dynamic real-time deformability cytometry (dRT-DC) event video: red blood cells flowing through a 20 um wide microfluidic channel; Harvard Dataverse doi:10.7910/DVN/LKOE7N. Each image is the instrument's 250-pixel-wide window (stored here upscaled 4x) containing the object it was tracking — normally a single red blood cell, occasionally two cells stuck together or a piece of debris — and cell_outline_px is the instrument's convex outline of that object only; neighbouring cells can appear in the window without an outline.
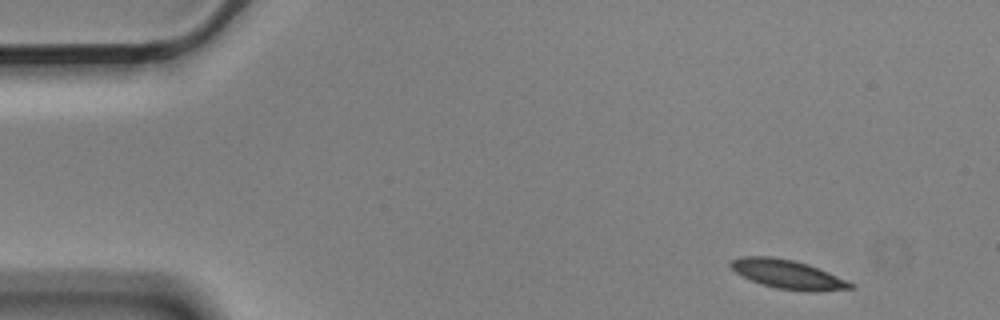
{"species": "Egyptian fruit bat (a non-hibernating species)", "species_latin": "Rousettus aegyptiacus", "temperature_condition": "cold", "stored_images_in_passage": 4, "camera_frame_rate_fps": 3000, "um_per_image_px": 0.085, "animal": {"sex": "male"}, "frame": {"image": 1, "passage_image": 1, "time_ms": 0.0, "image_size_px": [1000, 320], "cell_outline_px": [[856, 288], [816, 292], [812, 292], [776, 288], [760, 284], [736, 272], [728, 264], [732, 260], [740, 256], [768, 256], [792, 260], [808, 264], [856, 284]], "centroid_in_image_um": [66.99, 23.33], "position_along_channel_um": 18.0, "area_um2": 20.11}}